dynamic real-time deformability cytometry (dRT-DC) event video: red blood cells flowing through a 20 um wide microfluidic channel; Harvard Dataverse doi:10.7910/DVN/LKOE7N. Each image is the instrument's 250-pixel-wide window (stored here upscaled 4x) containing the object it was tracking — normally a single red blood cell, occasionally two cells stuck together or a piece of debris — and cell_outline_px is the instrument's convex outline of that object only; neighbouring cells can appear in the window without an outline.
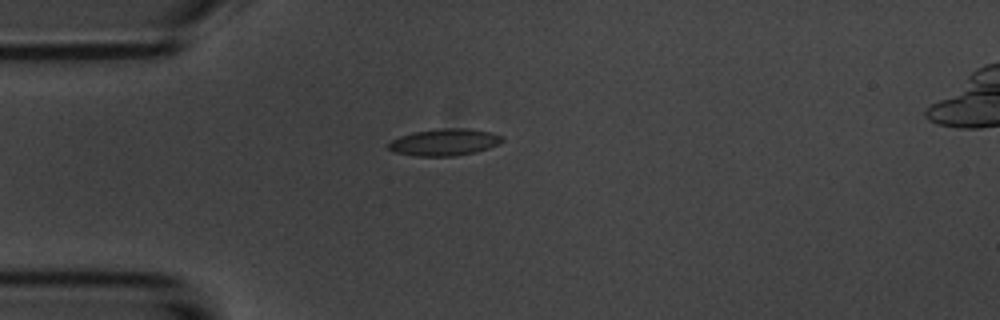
{"species": "common noctule bat (a hibernating species)", "species_latin": "Nyctalus noctula", "temperature_condition": "room temperature", "stored_images_in_passage": 1, "camera_frame_rate_fps": 3000, "um_per_image_px": 0.085, "animal": {"sex": "male", "body_mass_g": 20.1, "forearm_length_mm": 53.5}, "frame": {"image": 1, "passage_image": 1, "time_ms": 0.0, "image_size_px": [1000, 320], "cell_outline_px": [[504, 140], [500, 144], [476, 152], [456, 156], [416, 156], [396, 152], [388, 148], [388, 144], [392, 140], [400, 136], [412, 132], [440, 128], [468, 128], [488, 132], [504, 136]], "centroid_in_image_um": [37.81, 12.08], "position_along_channel_um": 47.2, "area_um2": 17.86}}